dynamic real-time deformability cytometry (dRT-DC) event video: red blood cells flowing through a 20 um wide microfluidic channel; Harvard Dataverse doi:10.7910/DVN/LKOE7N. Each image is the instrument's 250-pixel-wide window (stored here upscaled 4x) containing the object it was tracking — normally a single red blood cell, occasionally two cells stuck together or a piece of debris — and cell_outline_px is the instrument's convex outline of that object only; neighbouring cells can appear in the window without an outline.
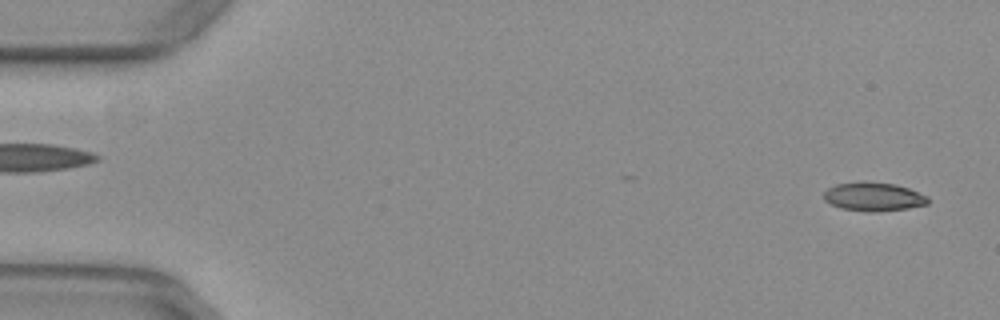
{"species": "common noctule bat (a hibernating species)", "species_latin": "Nyctalus noctula", "temperature_condition": "warm", "stored_images_in_passage": 15, "camera_frame_rate_fps": 3000, "um_per_image_px": 0.085, "animal": {"sex": "female", "body_mass_g": 29.2, "forearm_length_mm": 56.3}, "frame": {"image": 1, "passage_image": 2, "time_ms": 0.333, "image_size_px": [1000, 320], "cell_outline_px": [[928, 204], [908, 208], [876, 212], [868, 212], [840, 208], [824, 200], [824, 192], [828, 188], [836, 184], [860, 180], [864, 180], [896, 184], [908, 188], [928, 196]], "centroid_in_image_um": [74.24, 16.7], "position_along_channel_um": 10.8, "area_um2": 17.69}}
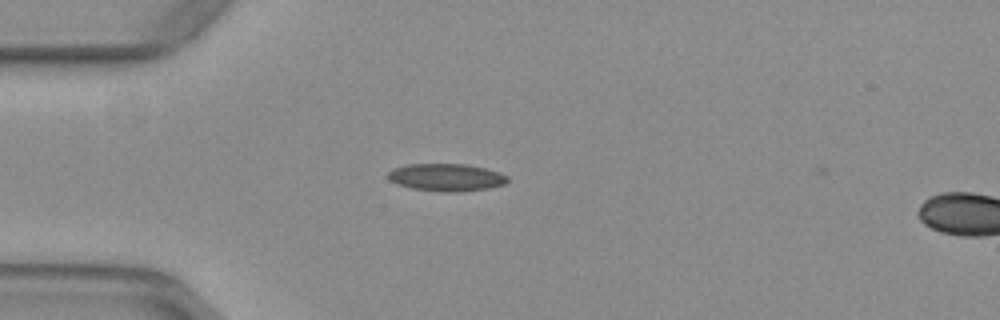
{"frame": {"image": 2, "passage_image": 14, "time_ms": 4.333, "image_size_px": [1000, 320], "cell_outline_px": [[508, 180], [504, 184], [488, 188], [460, 192], [444, 192], [412, 188], [396, 184], [388, 180], [388, 172], [392, 168], [404, 164], [464, 164], [484, 168], [500, 172], [508, 176]], "centroid_in_image_um": [37.9, 15.07], "position_along_channel_um": 47.1, "area_um2": 19.25}}